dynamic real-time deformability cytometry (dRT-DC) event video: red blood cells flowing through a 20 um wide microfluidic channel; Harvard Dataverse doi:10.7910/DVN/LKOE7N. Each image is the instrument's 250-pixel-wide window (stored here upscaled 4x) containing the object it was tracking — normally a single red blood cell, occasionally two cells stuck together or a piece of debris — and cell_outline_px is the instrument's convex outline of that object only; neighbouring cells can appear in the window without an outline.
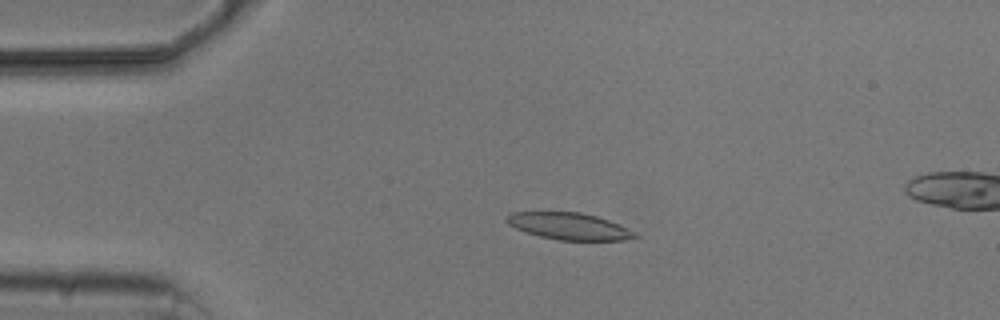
{"species": "common noctule bat (a hibernating species)", "species_latin": "Nyctalus noctula", "temperature_condition": "cold", "stored_images_in_passage": 5, "camera_frame_rate_fps": 3000, "um_per_image_px": 0.085, "animal": {"sex": "male", "body_mass_g": 20.5, "forearm_length_mm": 52.5}, "frame": {"image": 1, "passage_image": 3, "time_ms": 3.333, "image_size_px": [1000, 320], "cell_outline_px": [[640, 236], [624, 240], [560, 240], [540, 236], [516, 228], [508, 224], [504, 220], [512, 212], [580, 212], [596, 216], [608, 220], [636, 232]], "centroid_in_image_um": [48.39, 19.23], "position_along_channel_um": 36.6, "area_um2": 19.83}}